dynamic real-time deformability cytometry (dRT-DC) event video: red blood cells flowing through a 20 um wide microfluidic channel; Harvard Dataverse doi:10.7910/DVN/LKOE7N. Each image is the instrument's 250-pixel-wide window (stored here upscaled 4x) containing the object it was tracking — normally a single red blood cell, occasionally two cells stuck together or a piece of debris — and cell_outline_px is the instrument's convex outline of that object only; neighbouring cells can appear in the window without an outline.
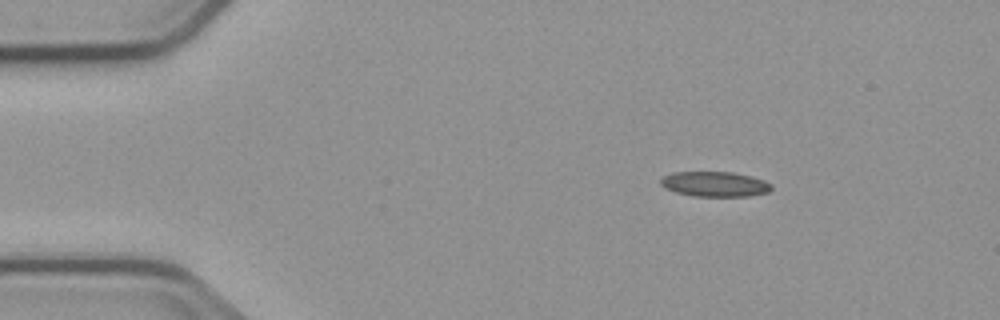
{"species": "common noctule bat (a hibernating species)", "species_latin": "Nyctalus noctula", "temperature_condition": "cold", "stored_images_in_passage": 5, "camera_frame_rate_fps": 3000, "um_per_image_px": 0.085, "animal": {"sex": "male", "body_mass_g": 23.1, "forearm_length_mm": 52.7}, "frame": {"image": 1, "passage_image": 2, "time_ms": 1.333, "image_size_px": [1000, 320], "cell_outline_px": [[772, 188], [768, 192], [748, 196], [692, 196], [676, 192], [664, 188], [660, 184], [660, 180], [664, 176], [672, 172], [732, 172], [752, 176], [764, 180], [772, 184]], "centroid_in_image_um": [60.75, 15.64], "position_along_channel_um": 24.2, "area_um2": 16.24}}
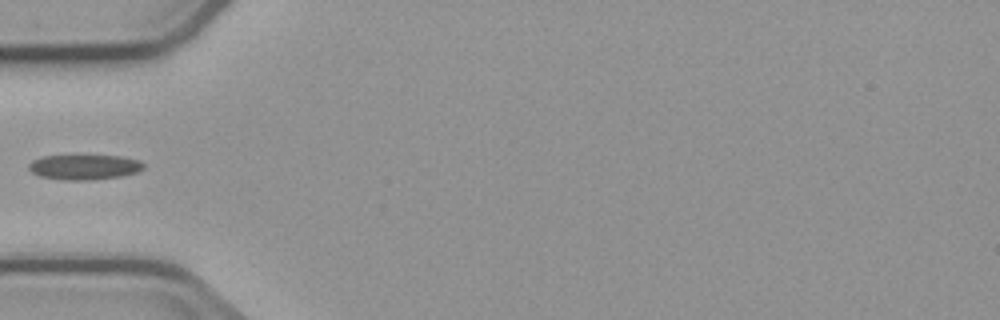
{"frame": {"image": 2, "passage_image": 5, "time_ms": 4.667, "image_size_px": [1000, 320], "cell_outline_px": [[144, 168], [136, 172], [120, 176], [92, 180], [64, 180], [40, 176], [32, 172], [28, 168], [28, 164], [32, 160], [44, 156], [120, 156], [140, 160], [144, 164]], "centroid_in_image_um": [7.16, 14.2], "position_along_channel_um": 77.8, "area_um2": 16.65}}